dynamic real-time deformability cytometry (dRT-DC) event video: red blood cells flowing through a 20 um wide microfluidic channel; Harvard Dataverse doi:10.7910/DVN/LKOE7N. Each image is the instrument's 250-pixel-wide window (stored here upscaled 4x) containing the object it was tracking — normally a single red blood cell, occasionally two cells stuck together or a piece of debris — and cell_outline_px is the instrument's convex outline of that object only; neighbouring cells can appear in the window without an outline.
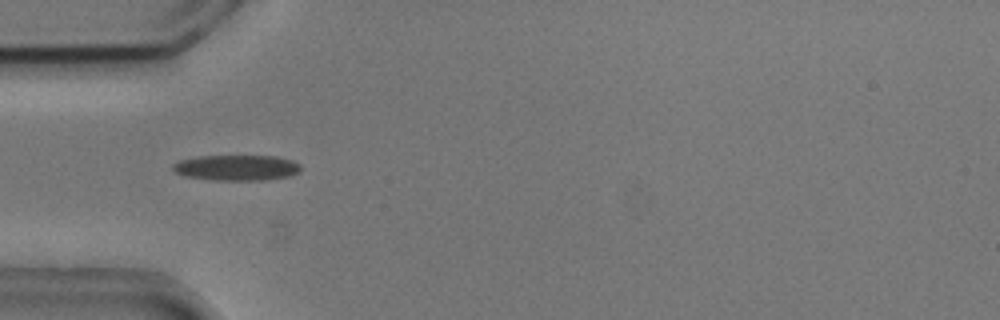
{"species": "common noctule bat (a hibernating species)", "species_latin": "Nyctalus noctula", "temperature_condition": "cold", "stored_images_in_passage": 47, "camera_frame_rate_fps": 3000, "um_per_image_px": 0.085, "animal": {"sex": "male", "body_mass_g": 20.5, "forearm_length_mm": 52.5}, "frame": {"image": 1, "passage_image": 10, "time_ms": 3.0, "image_size_px": [1000, 320], "cell_outline_px": [[300, 172], [292, 176], [264, 180], [212, 180], [184, 176], [176, 172], [172, 168], [172, 164], [180, 160], [196, 156], [276, 156], [292, 160], [300, 164]], "centroid_in_image_um": [20.13, 14.25], "position_along_channel_um": 64.9, "area_um2": 19.25}}
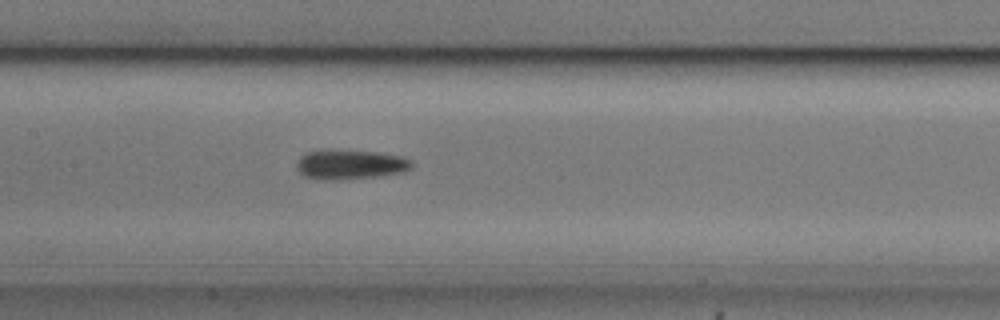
{"frame": {"image": 2, "passage_image": 19, "time_ms": 6.0, "image_size_px": [1000, 320], "cell_outline_px": [[416, 164], [412, 168], [404, 172], [380, 176], [332, 180], [320, 180], [304, 176], [296, 168], [296, 164], [300, 156], [304, 152], [324, 148], [328, 148], [376, 152], [404, 156], [412, 160]], "centroid_in_image_um": [29.77, 13.95], "position_along_channel_um": 177.6, "area_um2": 20.63}}
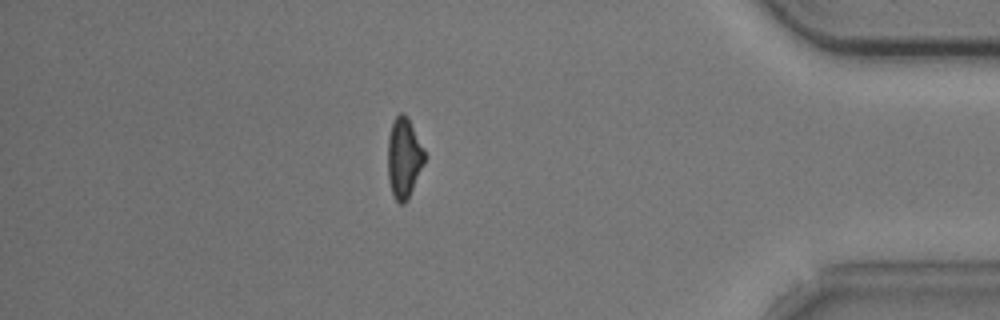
{"frame": {"image": 3, "passage_image": 40, "time_ms": 13.0, "image_size_px": [1000, 320], "cell_outline_px": [[424, 164], [408, 200], [404, 204], [400, 204], [396, 200], [392, 192], [388, 180], [388, 136], [392, 120], [400, 112], [404, 112], [408, 116], [424, 152]], "centroid_in_image_um": [34.31, 13.41], "position_along_channel_um": 400.9, "area_um2": 17.22}, "authors_computed_cell_mechanics": {"area_um2": 18.5538, "velocity_mm_per_s": 3.7415, "shape_relaxation_time_tau1_ms": 3.7491, "shape_relaxation_time_tau2_ms": 6.5715, "deformation_change_tau1": 0.1278, "deformation_change_tau2": 0.1756}}